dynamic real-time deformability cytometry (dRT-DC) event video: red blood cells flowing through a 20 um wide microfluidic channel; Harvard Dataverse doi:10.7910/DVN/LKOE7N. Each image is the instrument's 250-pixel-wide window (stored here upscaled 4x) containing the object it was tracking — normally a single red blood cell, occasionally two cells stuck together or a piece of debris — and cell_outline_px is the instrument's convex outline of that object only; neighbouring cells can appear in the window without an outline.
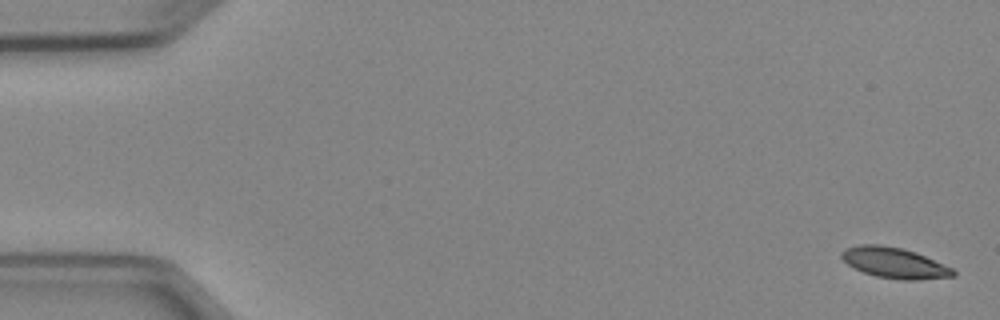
{"species": "Egyptian fruit bat (a non-hibernating species)", "species_latin": "Rousettus aegyptiacus", "temperature_condition": "cold", "stored_images_in_passage": 4, "camera_frame_rate_fps": 3000, "um_per_image_px": 0.085, "animal": {"sex": "female"}, "frame": {"image": 1, "passage_image": 1, "time_ms": 0.0, "image_size_px": [1000, 320], "cell_outline_px": [[956, 276], [916, 280], [900, 280], [876, 276], [864, 272], [848, 264], [840, 256], [840, 252], [844, 248], [860, 244], [880, 244], [904, 248], [916, 252], [952, 268], [956, 272]], "centroid_in_image_um": [76.02, 22.33], "position_along_channel_um": 9.0, "area_um2": 20.0}}
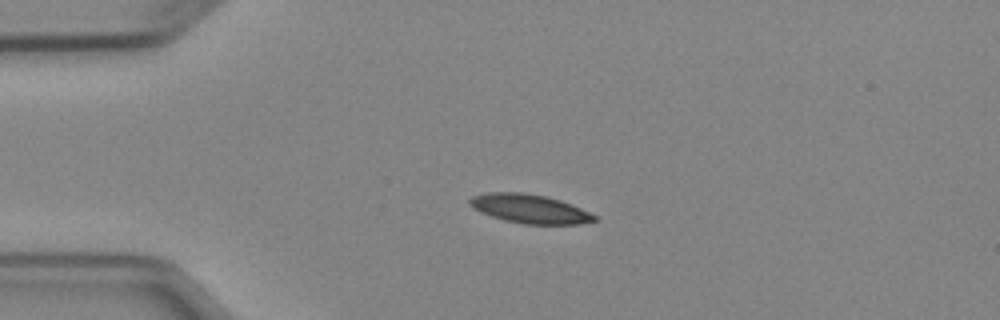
{"frame": {"image": 2, "passage_image": 4, "time_ms": 3.667, "image_size_px": [1000, 320], "cell_outline_px": [[600, 220], [580, 224], [524, 224], [504, 220], [492, 216], [468, 204], [468, 200], [472, 196], [488, 192], [524, 192], [544, 196], [560, 200], [580, 208], [596, 216]], "centroid_in_image_um": [45.04, 17.74], "position_along_channel_um": 40.0, "area_um2": 20.81}}